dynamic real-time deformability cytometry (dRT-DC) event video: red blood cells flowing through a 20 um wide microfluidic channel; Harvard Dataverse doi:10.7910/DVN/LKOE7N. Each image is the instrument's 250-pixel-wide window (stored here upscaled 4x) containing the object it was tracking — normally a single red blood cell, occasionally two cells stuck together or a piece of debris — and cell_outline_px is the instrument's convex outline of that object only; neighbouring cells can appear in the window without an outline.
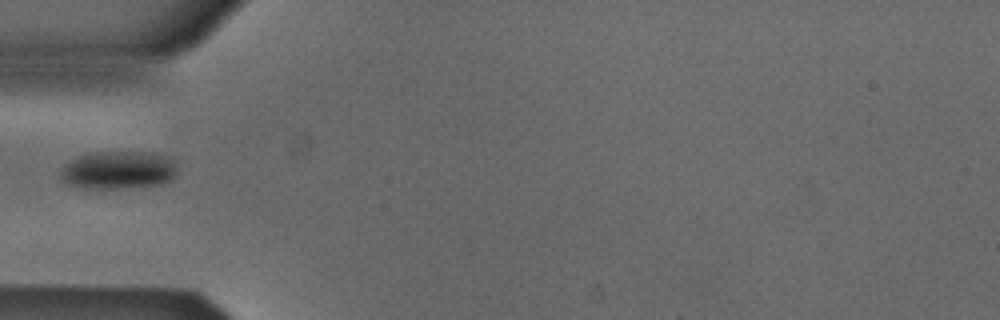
{"species": "Egyptian fruit bat (a non-hibernating species)", "species_latin": "Rousettus aegyptiacus", "temperature_condition": "cold", "stored_images_in_passage": 35, "camera_frame_rate_fps": 3000, "um_per_image_px": 0.085, "animal": {"sex": "male"}, "frame": {"image": 1, "passage_image": 1, "time_ms": 0.0, "image_size_px": [1000, 320], "cell_outline_px": [[176, 172], [168, 180], [160, 184], [112, 188], [84, 188], [68, 184], [60, 176], [60, 172], [64, 164], [68, 160], [92, 152], [156, 152], [172, 156], [176, 160]], "centroid_in_image_um": [10.07, 14.42], "position_along_channel_um": 74.9, "area_um2": 25.89}}
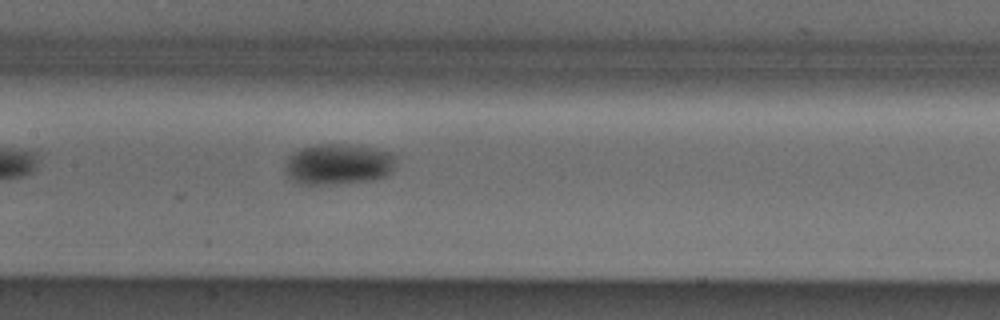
{"frame": {"image": 2, "passage_image": 9, "time_ms": 2.667, "image_size_px": [1000, 320], "cell_outline_px": [[396, 160], [392, 172], [388, 176], [376, 180], [340, 184], [300, 184], [292, 180], [284, 172], [284, 164], [288, 156], [292, 152], [308, 144], [348, 144], [372, 148], [388, 152], [396, 156]], "centroid_in_image_um": [28.73, 13.96], "position_along_channel_um": 178.7, "area_um2": 27.11}}
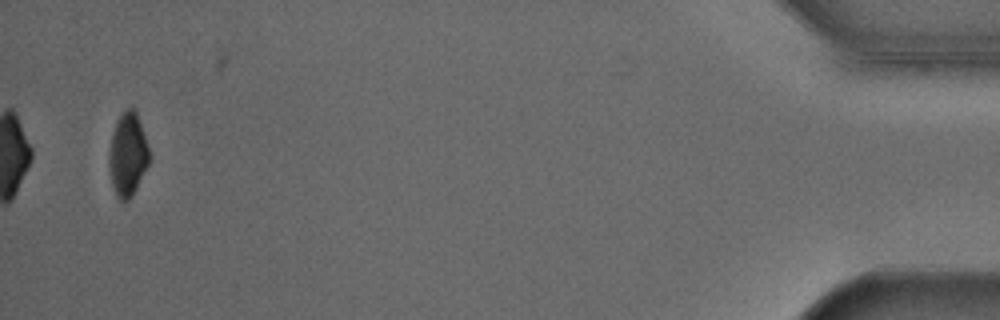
{"frame": {"image": 3, "passage_image": 35, "time_ms": 11.333, "image_size_px": [1000, 320], "cell_outline_px": [[148, 164], [132, 196], [128, 200], [120, 200], [116, 196], [112, 184], [108, 164], [108, 156], [112, 132], [116, 120], [124, 108], [132, 108], [136, 112], [148, 148]], "centroid_in_image_um": [10.81, 13.12], "position_along_channel_um": 424.4, "area_um2": 19.25}}